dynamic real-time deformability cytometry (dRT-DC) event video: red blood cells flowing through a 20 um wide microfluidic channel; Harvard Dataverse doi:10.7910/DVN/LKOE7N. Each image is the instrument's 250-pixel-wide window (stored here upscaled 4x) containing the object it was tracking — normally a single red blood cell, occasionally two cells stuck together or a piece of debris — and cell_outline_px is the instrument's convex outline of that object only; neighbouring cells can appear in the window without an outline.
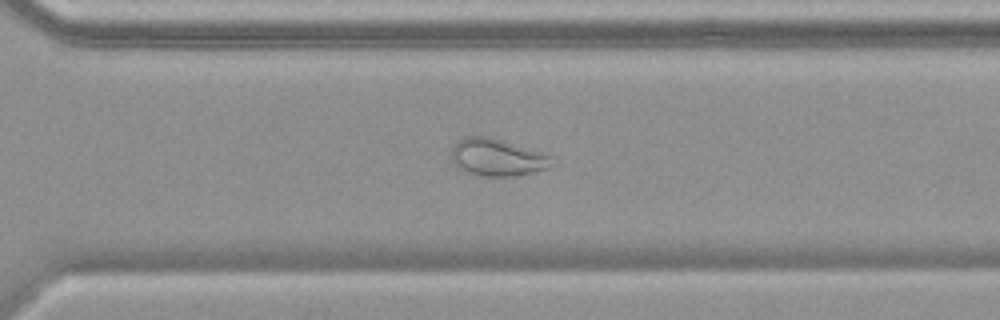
{"species": "common noctule bat (a hibernating species)", "species_latin": "Nyctalus noctula", "temperature_condition": "warm", "stored_images_in_passage": 54, "camera_frame_rate_fps": 3000, "um_per_image_px": 0.085, "animal": {"sex": "female", "body_mass_g": 19.9}, "frame": {"image": 1, "passage_image": 39, "time_ms": 12.667, "image_size_px": [1000, 320], "cell_outline_px": [[556, 164], [548, 168], [532, 172], [512, 176], [484, 176], [468, 172], [456, 168], [452, 160], [452, 148], [464, 136], [484, 136], [548, 152], [556, 156]], "centroid_in_image_um": [42.37, 13.38], "position_along_channel_um": 328.2, "area_um2": 22.14}}
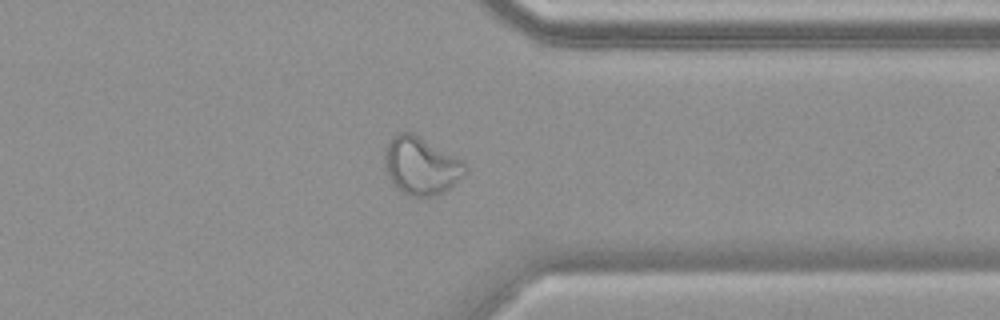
{"frame": {"image": 2, "passage_image": 43, "time_ms": 14.0, "image_size_px": [1000, 320], "cell_outline_px": [[468, 172], [444, 192], [436, 196], [408, 196], [396, 188], [392, 184], [384, 164], [384, 152], [392, 136], [400, 132], [412, 132], [464, 160], [468, 168]], "centroid_in_image_um": [35.81, 14.09], "position_along_channel_um": 375.6, "area_um2": 27.4}}
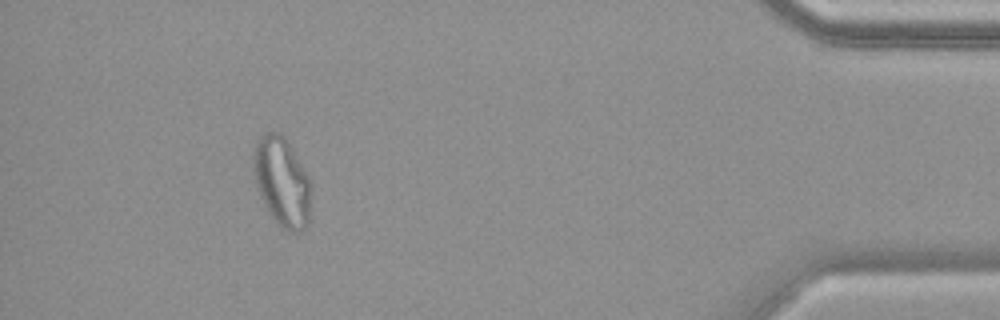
{"frame": {"image": 3, "passage_image": 50, "time_ms": 16.333, "image_size_px": [1000, 320], "cell_outline_px": [[312, 192], [308, 224], [300, 232], [292, 232], [284, 228], [268, 212], [260, 196], [252, 172], [252, 156], [256, 140], [264, 132], [280, 132], [284, 136], [292, 148], [312, 180]], "centroid_in_image_um": [23.98, 15.41], "position_along_channel_um": 411.2, "area_um2": 30.58}, "authors_computed_cell_mechanics": {"area_um2": 28.9867, "velocity_mm_per_s": 3.7523, "shape_relaxation_time_tau1_ms": null, "shape_relaxation_time_tau2_ms": 1.3328, "deformation_change_tau1": null, "deformation_change_tau2": 0.0908}}